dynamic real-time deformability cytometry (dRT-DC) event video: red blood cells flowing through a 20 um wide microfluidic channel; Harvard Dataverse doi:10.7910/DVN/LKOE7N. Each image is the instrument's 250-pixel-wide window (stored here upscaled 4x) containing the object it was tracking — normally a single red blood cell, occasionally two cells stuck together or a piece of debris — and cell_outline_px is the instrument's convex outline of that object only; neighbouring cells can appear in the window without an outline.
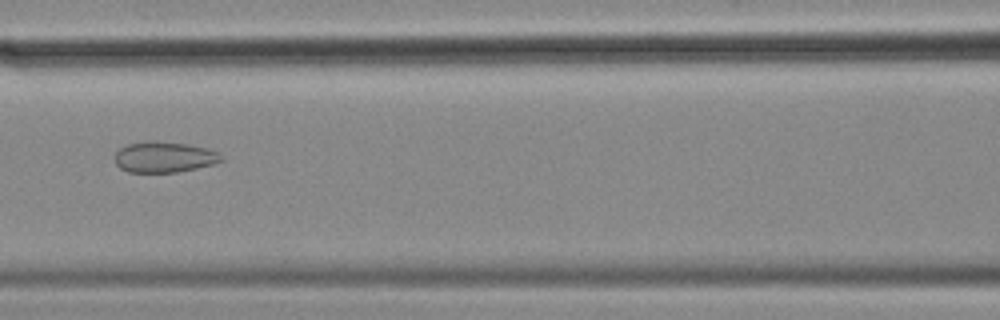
{"species": "common noctule bat (a hibernating species)", "species_latin": "Nyctalus noctula", "temperature_condition": "cold", "stored_images_in_passage": 57, "camera_frame_rate_fps": 3000, "um_per_image_px": 0.085, "animal": {"sex": "female", "body_mass_g": 18.4}, "frame": {"image": 1, "passage_image": 25, "time_ms": 8.0, "image_size_px": [1000, 320], "cell_outline_px": [[224, 160], [216, 164], [176, 172], [128, 172], [120, 168], [116, 164], [112, 156], [120, 148], [128, 144], [148, 140], [152, 140], [188, 144], [208, 148], [220, 152], [224, 156]], "centroid_in_image_um": [13.98, 13.34], "position_along_channel_um": 152.6, "area_um2": 19.54}}
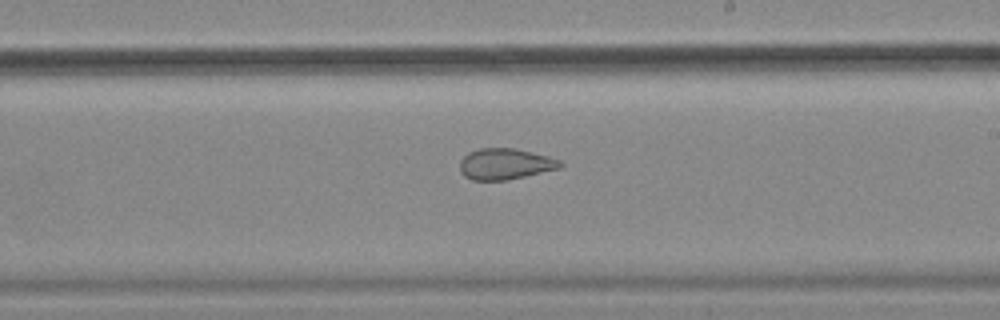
{"frame": {"image": 2, "passage_image": 33, "time_ms": 10.667, "image_size_px": [1000, 320], "cell_outline_px": [[564, 164], [560, 168], [508, 180], [472, 180], [464, 176], [460, 172], [460, 160], [468, 152], [480, 148], [516, 148], [548, 156], [560, 160]], "centroid_in_image_um": [42.93, 13.93], "position_along_channel_um": 246.1, "area_um2": 18.26}}
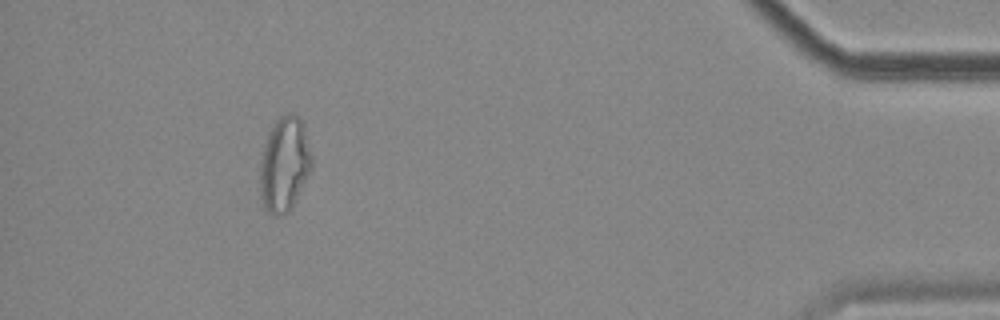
{"frame": {"image": 3, "passage_image": 52, "time_ms": 17.0, "image_size_px": [1000, 320], "cell_outline_px": [[312, 168], [292, 208], [288, 212], [272, 216], [264, 208], [260, 196], [260, 164], [264, 144], [268, 132], [276, 120], [280, 116], [288, 112], [292, 112], [304, 124], [312, 156]], "centroid_in_image_um": [24.17, 13.96], "position_along_channel_um": 411.0, "area_um2": 28.78}, "authors_computed_cell_mechanics": {"area_um2": 24.854, "velocity_mm_per_s": 3.5157, "shape_relaxation_time_tau1_ms": null, "shape_relaxation_time_tau2_ms": 2.0221, "deformation_change_tau1": null, "deformation_change_tau2": 0.0894}}